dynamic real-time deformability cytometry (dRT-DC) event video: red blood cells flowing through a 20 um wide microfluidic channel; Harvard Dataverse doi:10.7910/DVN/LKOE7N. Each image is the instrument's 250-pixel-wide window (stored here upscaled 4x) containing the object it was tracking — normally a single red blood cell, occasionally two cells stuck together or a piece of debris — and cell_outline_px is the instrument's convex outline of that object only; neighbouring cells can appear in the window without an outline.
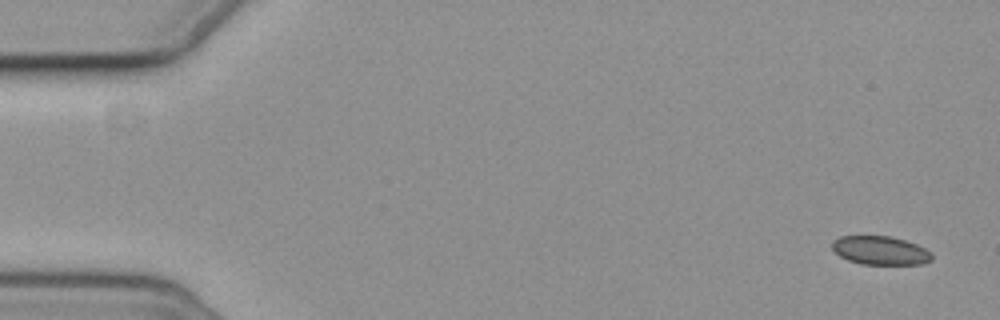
{"species": "common noctule bat (a hibernating species)", "species_latin": "Nyctalus noctula", "temperature_condition": "cold", "stored_images_in_passage": 6, "camera_frame_rate_fps": 3000, "um_per_image_px": 0.085, "animal": {"sex": "female", "body_mass_g": 19.3, "forearm_length_mm": 54.1}, "frame": {"image": 1, "passage_image": 1, "time_ms": 0.0, "image_size_px": [1000, 320], "cell_outline_px": [[932, 260], [924, 264], [860, 264], [848, 260], [840, 256], [832, 248], [832, 240], [840, 236], [888, 236], [904, 240], [916, 244], [932, 252]], "centroid_in_image_um": [74.83, 21.29], "position_along_channel_um": 10.2, "area_um2": 16.65}}
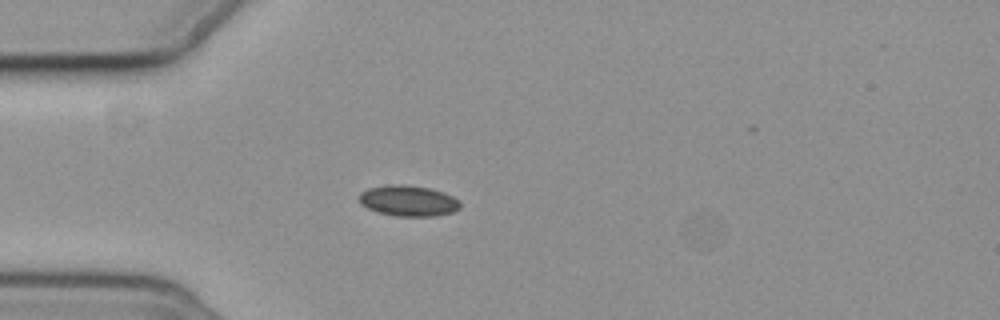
{"frame": {"image": 2, "passage_image": 5, "time_ms": 4.667, "image_size_px": [1000, 320], "cell_outline_px": [[460, 208], [452, 212], [436, 216], [396, 216], [376, 212], [360, 204], [360, 192], [368, 188], [400, 184], [428, 188], [452, 196], [460, 200]], "centroid_in_image_um": [34.7, 17.08], "position_along_channel_um": 50.3, "area_um2": 17.92}}